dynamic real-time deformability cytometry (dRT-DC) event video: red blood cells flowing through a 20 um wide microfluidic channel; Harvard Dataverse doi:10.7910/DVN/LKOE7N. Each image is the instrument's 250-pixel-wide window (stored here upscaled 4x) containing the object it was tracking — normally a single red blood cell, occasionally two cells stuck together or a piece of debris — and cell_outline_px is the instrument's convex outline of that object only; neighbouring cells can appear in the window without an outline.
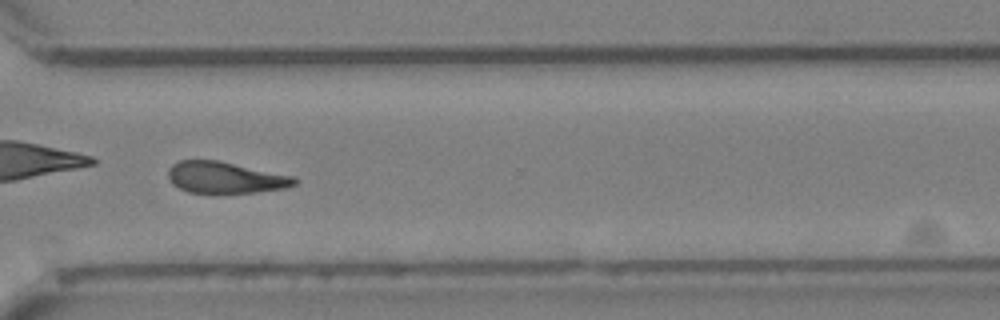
{"species": "Egyptian fruit bat (a non-hibernating species)", "species_latin": "Rousettus aegyptiacus", "temperature_condition": "cold", "stored_images_in_passage": 37, "camera_frame_rate_fps": 3000, "um_per_image_px": 0.085, "animal": {"sex": "female"}, "frame": {"image": 1, "passage_image": 27, "time_ms": 8.667, "image_size_px": [1000, 320], "cell_outline_px": [[300, 180], [296, 184], [284, 188], [256, 192], [220, 196], [216, 196], [188, 192], [172, 184], [168, 176], [168, 172], [172, 164], [180, 160], [216, 160], [296, 176]], "centroid_in_image_um": [19.17, 15.14], "position_along_channel_um": 351.4, "area_um2": 24.04}, "authors_computed_cell_mechanics": {"area_um2": 23.8714, "velocity_mm_per_s": 3.9364, "shape_relaxation_time_tau1_ms": 11.1758, "shape_relaxation_time_tau2_ms": null, "deformation_change_tau1": 0.2497, "deformation_change_tau2": null}}